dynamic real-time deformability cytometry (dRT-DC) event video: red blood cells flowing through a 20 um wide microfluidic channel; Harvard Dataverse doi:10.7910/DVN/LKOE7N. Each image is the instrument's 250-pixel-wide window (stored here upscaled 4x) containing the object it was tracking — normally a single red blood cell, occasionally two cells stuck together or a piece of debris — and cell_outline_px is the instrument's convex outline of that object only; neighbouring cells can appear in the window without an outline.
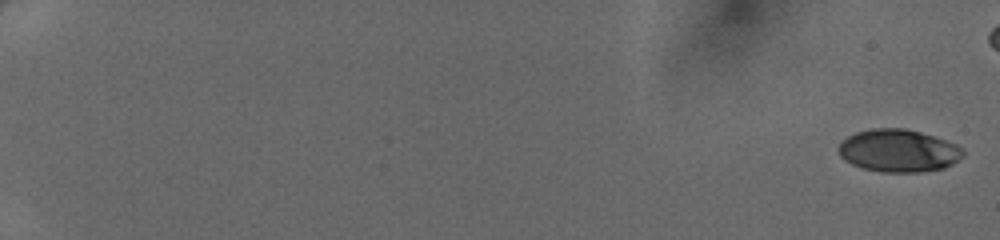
{"species": "human", "species_latin": "Homo sapiens", "temperature_condition": "cold", "stored_images_in_passage": 17, "camera_frame_rate_fps": 3000, "um_per_image_px": 0.085, "donor": {"sex": "female"}, "frame": {"image": 1, "passage_image": 1, "time_ms": 0.0, "image_size_px": [1000, 240], "cell_outline_px": [[964, 156], [952, 164], [944, 168], [920, 172], [880, 172], [864, 168], [852, 164], [844, 160], [840, 156], [840, 140], [856, 132], [872, 128], [904, 128], [920, 132], [956, 144], [964, 148]], "centroid_in_image_um": [76.38, 12.81], "position_along_channel_um": 8.6, "area_um2": 30.92}}